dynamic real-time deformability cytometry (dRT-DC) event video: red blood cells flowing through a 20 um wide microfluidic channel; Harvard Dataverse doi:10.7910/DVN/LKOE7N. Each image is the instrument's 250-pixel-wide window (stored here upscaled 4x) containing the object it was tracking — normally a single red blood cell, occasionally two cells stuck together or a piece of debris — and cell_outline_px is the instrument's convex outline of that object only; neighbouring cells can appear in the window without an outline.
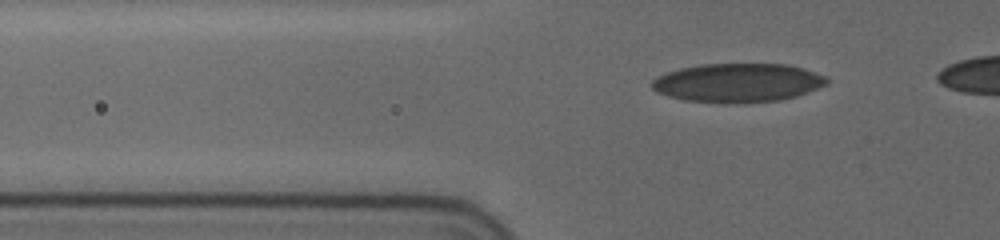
{"species": "human", "species_latin": "Homo sapiens", "temperature_condition": "cold", "stored_images_in_passage": 45, "camera_frame_rate_fps": 3000, "um_per_image_px": 0.085, "donor": {"sex": "female"}, "frame": {"image": 1, "passage_image": 13, "time_ms": 4.0, "image_size_px": [1000, 240], "cell_outline_px": [[828, 84], [808, 92], [796, 96], [780, 100], [684, 100], [668, 96], [656, 92], [652, 88], [652, 80], [668, 72], [680, 68], [700, 64], [788, 64], [804, 68], [828, 76]], "centroid_in_image_um": [62.77, 6.98], "position_along_channel_um": 63.0, "area_um2": 38.44}}
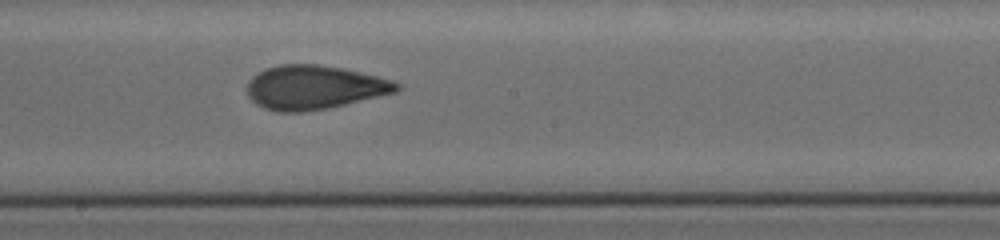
{"frame": {"image": 2, "passage_image": 27, "time_ms": 8.667, "image_size_px": [1000, 240], "cell_outline_px": [[400, 88], [396, 92], [328, 108], [300, 112], [280, 112], [264, 108], [256, 104], [248, 96], [248, 80], [252, 76], [268, 68], [280, 64], [320, 64], [360, 72], [392, 80], [400, 84]], "centroid_in_image_um": [26.69, 7.43], "position_along_channel_um": 221.5, "area_um2": 38.03}}
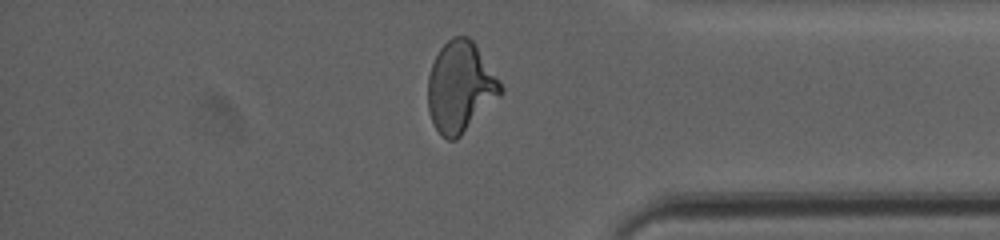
{"frame": {"image": 3, "passage_image": 42, "time_ms": 13.667, "image_size_px": [1000, 240], "cell_outline_px": [[504, 92], [456, 140], [448, 140], [440, 136], [428, 112], [428, 76], [432, 64], [440, 48], [452, 36], [468, 36], [476, 44], [500, 80], [504, 88]], "centroid_in_image_um": [39.14, 7.39], "position_along_channel_um": 396.1, "area_um2": 38.49}}